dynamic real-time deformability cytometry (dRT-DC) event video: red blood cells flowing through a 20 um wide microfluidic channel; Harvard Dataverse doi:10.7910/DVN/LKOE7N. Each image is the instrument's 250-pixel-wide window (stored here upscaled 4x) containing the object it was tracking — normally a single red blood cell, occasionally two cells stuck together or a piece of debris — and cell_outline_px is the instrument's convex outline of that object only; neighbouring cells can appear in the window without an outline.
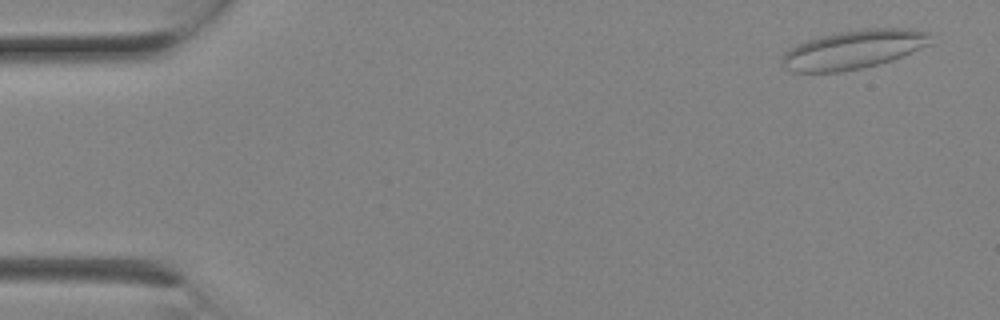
{"species": "Egyptian fruit bat (a non-hibernating species)", "species_latin": "Rousettus aegyptiacus", "temperature_condition": "room temperature", "stored_images_in_passage": 9, "camera_frame_rate_fps": 3000, "um_per_image_px": 0.085, "animal": {"sex": "female"}, "frame": {"image": 1, "passage_image": 1, "time_ms": 0.0, "image_size_px": [1000, 320], "cell_outline_px": [[932, 44], [892, 60], [880, 64], [840, 72], [792, 72], [784, 68], [780, 60], [780, 56], [788, 48], [796, 44], [820, 36], [868, 28], [904, 28], [928, 32]], "centroid_in_image_um": [72.51, 4.22], "position_along_channel_um": 12.5, "area_um2": 33.64}}
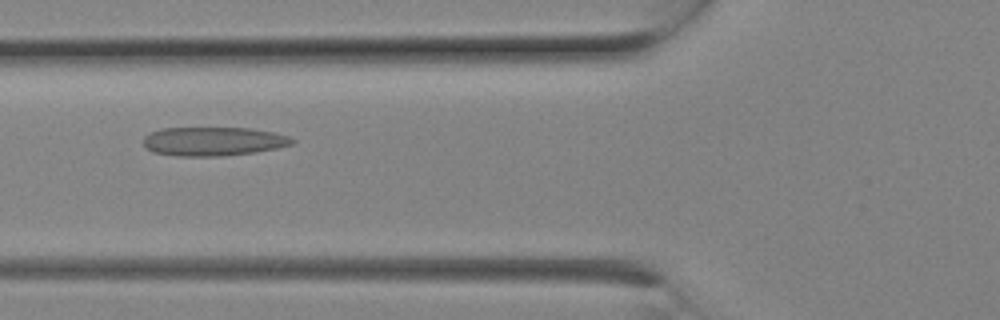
{"frame": {"image": 2, "passage_image": 8, "time_ms": 2.333, "image_size_px": [1000, 320], "cell_outline_px": [[296, 140], [292, 144], [276, 148], [256, 152], [224, 156], [176, 156], [152, 152], [144, 148], [144, 136], [160, 128], [248, 128], [272, 132], [288, 136]], "centroid_in_image_um": [18.1, 12.02], "position_along_channel_um": 107.7, "area_um2": 25.09}}
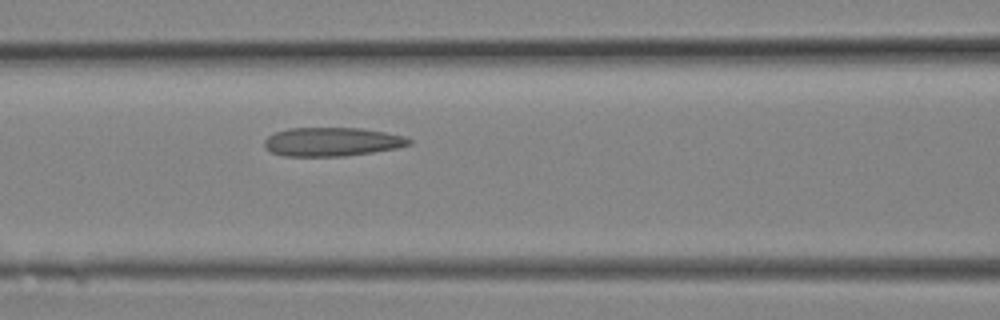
{"frame": {"image": 3, "passage_image": 9, "time_ms": 2.667, "image_size_px": [1000, 320], "cell_outline_px": [[412, 144], [396, 148], [372, 152], [344, 156], [284, 156], [272, 152], [264, 148], [264, 140], [268, 136], [276, 132], [288, 128], [360, 128], [384, 132], [404, 136], [412, 140]], "centroid_in_image_um": [28.2, 12.05], "position_along_channel_um": 138.4, "area_um2": 24.22}}